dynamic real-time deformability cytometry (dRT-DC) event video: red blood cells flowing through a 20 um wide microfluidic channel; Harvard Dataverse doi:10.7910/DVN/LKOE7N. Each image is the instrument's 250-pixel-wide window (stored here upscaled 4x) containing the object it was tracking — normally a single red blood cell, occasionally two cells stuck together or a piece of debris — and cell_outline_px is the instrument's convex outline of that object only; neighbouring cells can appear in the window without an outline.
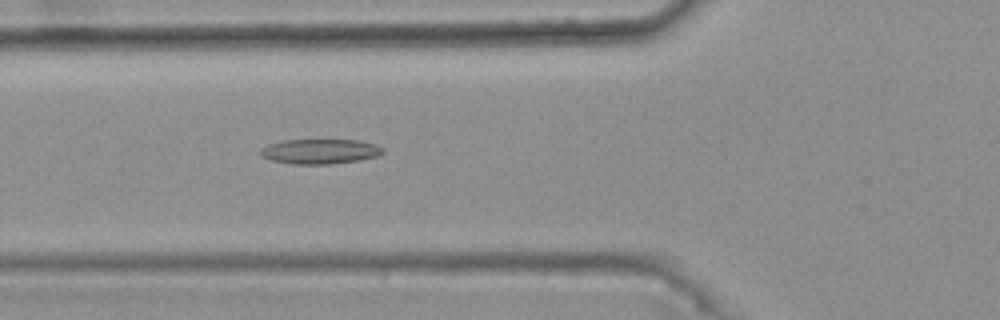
{"species": "common noctule bat (a hibernating species)", "species_latin": "Nyctalus noctula", "temperature_condition": "warm", "stored_images_in_passage": 32, "camera_frame_rate_fps": 3000, "um_per_image_px": 0.085, "animal": {"sex": "female", "body_mass_g": 25.1}, "frame": {"image": 1, "passage_image": 4, "time_ms": 1.0, "image_size_px": [1000, 320], "cell_outline_px": [[384, 152], [376, 156], [360, 160], [328, 164], [292, 164], [272, 160], [260, 156], [260, 148], [268, 144], [280, 140], [356, 140], [376, 144], [384, 148]], "centroid_in_image_um": [27.17, 12.86], "position_along_channel_um": 98.6, "area_um2": 17.8}}
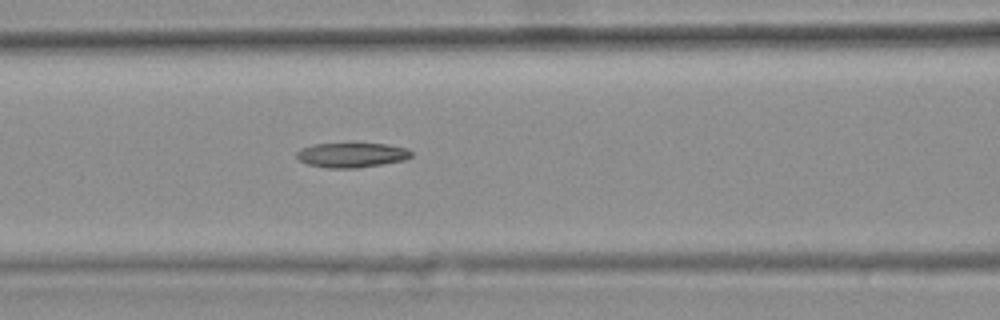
{"frame": {"image": 2, "passage_image": 7, "time_ms": 2.0, "image_size_px": [1000, 320], "cell_outline_px": [[412, 156], [404, 160], [356, 168], [328, 168], [308, 164], [300, 160], [296, 156], [296, 152], [300, 148], [312, 144], [388, 144], [408, 148], [412, 152]], "centroid_in_image_um": [29.89, 13.17], "position_along_channel_um": 136.7, "area_um2": 16.42}}
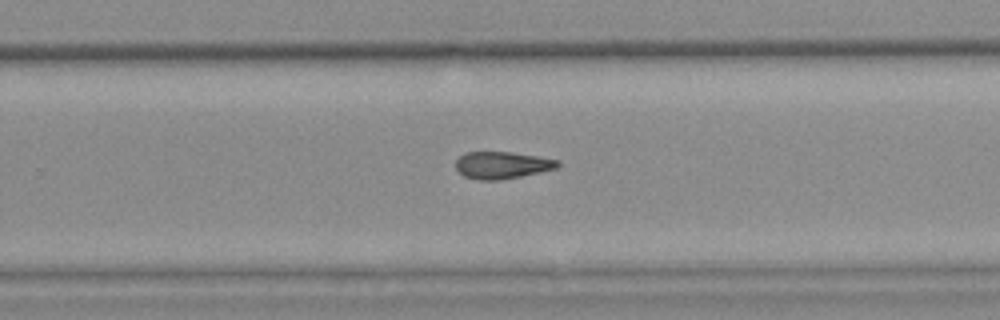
{"frame": {"image": 3, "passage_image": 19, "time_ms": 6.0, "image_size_px": [1000, 320], "cell_outline_px": [[560, 164], [556, 168], [540, 172], [500, 180], [476, 180], [464, 176], [456, 168], [456, 160], [464, 152], [512, 152], [560, 160]], "centroid_in_image_um": [42.66, 14.03], "position_along_channel_um": 287.1, "area_um2": 16.07}}